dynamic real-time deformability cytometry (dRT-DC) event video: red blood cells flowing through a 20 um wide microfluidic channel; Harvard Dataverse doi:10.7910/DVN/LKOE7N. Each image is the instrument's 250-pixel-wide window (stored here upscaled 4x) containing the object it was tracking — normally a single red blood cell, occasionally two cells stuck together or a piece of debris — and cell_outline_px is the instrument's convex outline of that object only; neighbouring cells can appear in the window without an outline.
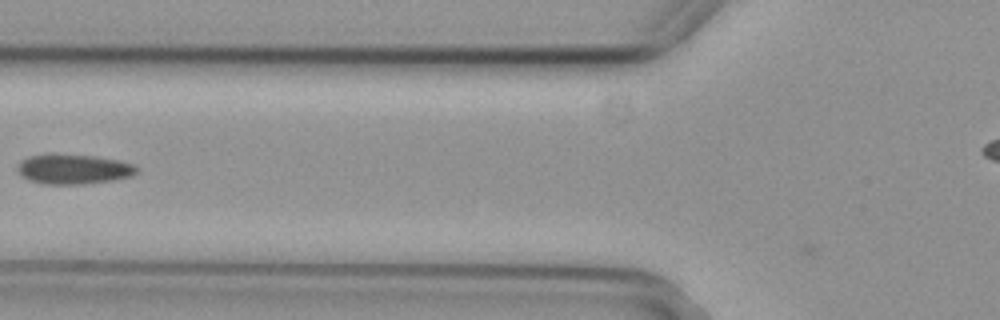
{"species": "common noctule bat (a hibernating species)", "species_latin": "Nyctalus noctula", "temperature_condition": "cold", "stored_images_in_passage": 3, "camera_frame_rate_fps": 3000, "um_per_image_px": 0.085, "animal": {"sex": "female", "body_mass_g": 29.2, "forearm_length_mm": 56.3}, "frame": {"image": 1, "passage_image": 3, "time_ms": 0.667, "image_size_px": [1000, 320], "cell_outline_px": [[140, 168], [132, 176], [112, 180], [84, 184], [44, 184], [28, 180], [20, 176], [16, 168], [28, 156], [96, 156], [136, 164]], "centroid_in_image_um": [6.3, 14.41], "position_along_channel_um": 119.5, "area_um2": 20.23}}